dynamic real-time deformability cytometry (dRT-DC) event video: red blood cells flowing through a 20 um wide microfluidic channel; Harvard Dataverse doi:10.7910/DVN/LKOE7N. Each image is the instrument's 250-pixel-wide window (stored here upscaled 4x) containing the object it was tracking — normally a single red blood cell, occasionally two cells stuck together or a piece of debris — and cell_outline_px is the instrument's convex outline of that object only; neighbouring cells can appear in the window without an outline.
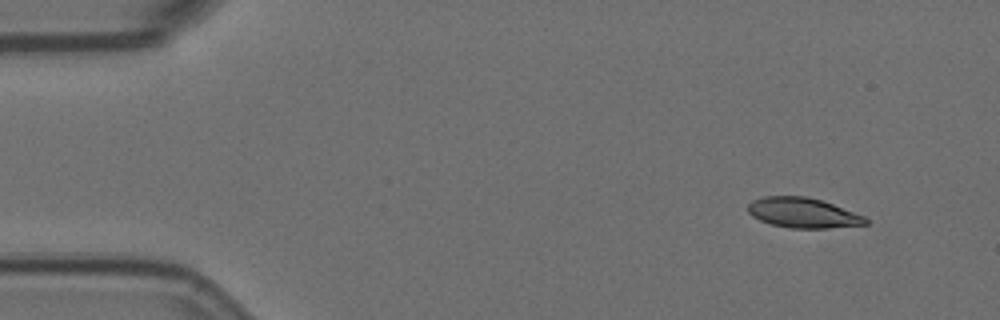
{"species": "Egyptian fruit bat (a non-hibernating species)", "species_latin": "Rousettus aegyptiacus", "temperature_condition": "room temperature", "stored_images_in_passage": 4, "camera_frame_rate_fps": 3000, "um_per_image_px": 0.085, "animal": {"sex": "female"}, "frame": {"image": 1, "passage_image": 1, "time_ms": 0.0, "image_size_px": [1000, 320], "cell_outline_px": [[868, 224], [828, 228], [792, 228], [772, 224], [760, 220], [752, 216], [748, 212], [748, 204], [752, 200], [764, 196], [808, 196], [832, 204], [864, 216], [868, 220]], "centroid_in_image_um": [68.23, 18.08], "position_along_channel_um": 16.8, "area_um2": 20.46}}
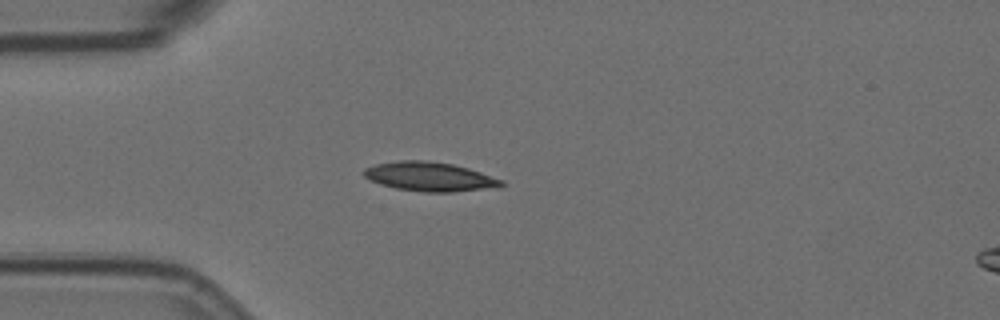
{"frame": {"image": 2, "passage_image": 3, "time_ms": 0.667, "image_size_px": [1000, 320], "cell_outline_px": [[504, 184], [500, 188], [452, 192], [424, 192], [396, 188], [372, 180], [364, 176], [364, 168], [376, 164], [400, 160], [428, 160], [452, 164], [468, 168], [504, 180]], "centroid_in_image_um": [36.6, 15.02], "position_along_channel_um": 48.4, "area_um2": 23.35}}